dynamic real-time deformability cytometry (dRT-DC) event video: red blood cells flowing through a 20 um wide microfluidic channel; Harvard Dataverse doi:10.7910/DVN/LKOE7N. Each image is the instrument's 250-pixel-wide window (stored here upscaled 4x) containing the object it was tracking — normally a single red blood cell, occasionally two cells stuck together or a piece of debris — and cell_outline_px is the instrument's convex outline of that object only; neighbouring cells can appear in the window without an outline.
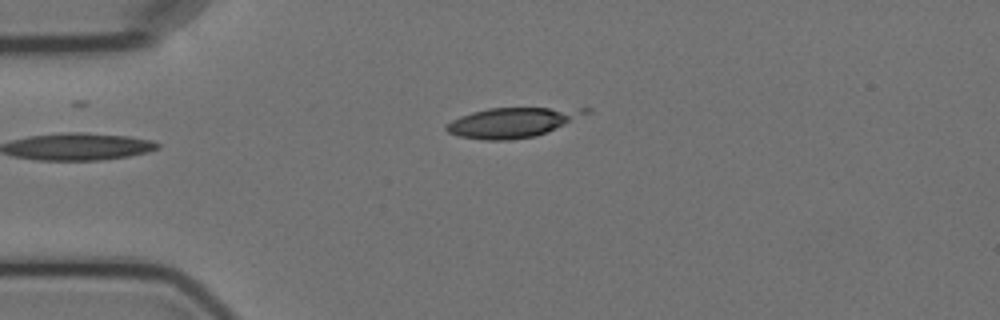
{"species": "Egyptian fruit bat (a non-hibernating species)", "species_latin": "Rousettus aegyptiacus", "temperature_condition": "cold", "stored_images_in_passage": 4, "camera_frame_rate_fps": 3000, "um_per_image_px": 0.085, "animal": {"sex": "female"}, "frame": {"image": 1, "passage_image": 4, "time_ms": 3.667, "image_size_px": [1000, 320], "cell_outline_px": [[592, 112], [536, 136], [508, 140], [484, 140], [460, 136], [448, 132], [444, 128], [452, 120], [460, 116], [472, 112], [488, 108], [592, 108]], "centroid_in_image_um": [43.54, 10.4], "position_along_channel_um": 41.5, "area_um2": 23.93}}